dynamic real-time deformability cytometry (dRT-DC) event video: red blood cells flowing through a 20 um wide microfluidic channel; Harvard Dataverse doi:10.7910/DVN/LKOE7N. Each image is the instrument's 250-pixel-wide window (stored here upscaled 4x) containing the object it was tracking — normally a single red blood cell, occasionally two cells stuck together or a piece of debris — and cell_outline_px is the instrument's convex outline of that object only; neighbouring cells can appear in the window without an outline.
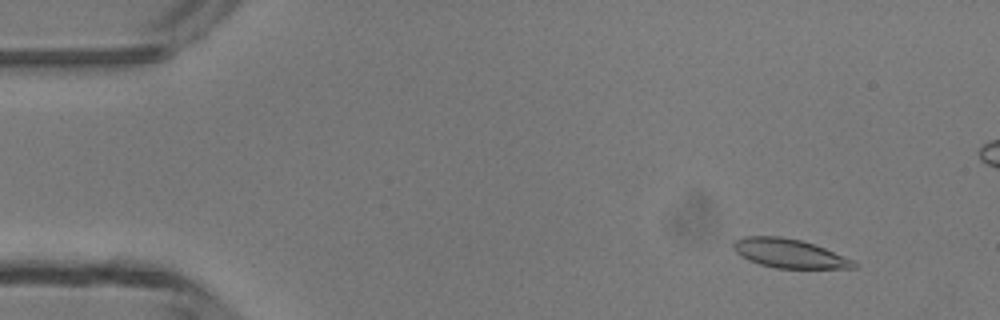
{"species": "common noctule bat (a hibernating species)", "species_latin": "Nyctalus noctula", "temperature_condition": "room temperature", "stored_images_in_passage": 5, "camera_frame_rate_fps": 3000, "um_per_image_px": 0.085, "animal": {"sex": "male", "body_mass_g": 13.3}, "frame": {"image": 1, "passage_image": 2, "time_ms": 1.333, "image_size_px": [1000, 320], "cell_outline_px": [[856, 268], [776, 268], [760, 264], [748, 260], [740, 256], [732, 248], [732, 244], [736, 240], [744, 236], [780, 236], [800, 240], [824, 248], [856, 260]], "centroid_in_image_um": [67.08, 21.54], "position_along_channel_um": 17.9, "area_um2": 20.29}}